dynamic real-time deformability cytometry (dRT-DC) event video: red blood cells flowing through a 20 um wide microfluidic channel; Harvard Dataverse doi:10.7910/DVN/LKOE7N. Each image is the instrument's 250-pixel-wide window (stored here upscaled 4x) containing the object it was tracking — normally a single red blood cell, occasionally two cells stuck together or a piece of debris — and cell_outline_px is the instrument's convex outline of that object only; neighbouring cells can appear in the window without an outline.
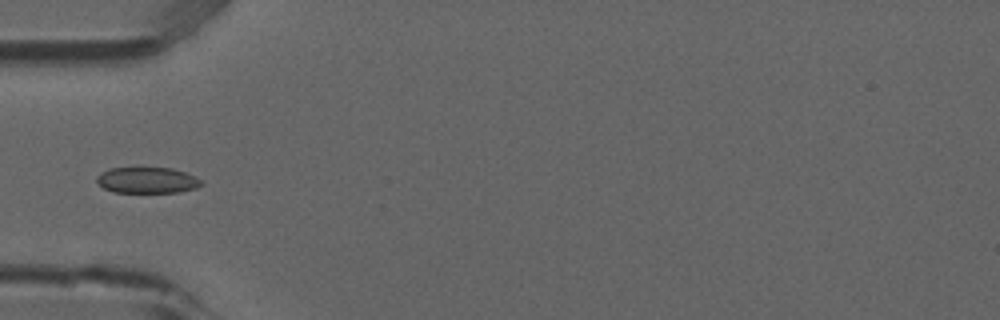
{"species": "common noctule bat (a hibernating species)", "species_latin": "Nyctalus noctula", "temperature_condition": "room temperature", "stored_images_in_passage": 4, "camera_frame_rate_fps": 3000, "um_per_image_px": 0.085, "animal": {"sex": "male", "forearm_length_mm": 52.5}, "frame": {"image": 1, "passage_image": 4, "time_ms": 1.0, "image_size_px": [1000, 320], "cell_outline_px": [[204, 184], [196, 188], [180, 192], [112, 192], [104, 188], [96, 180], [96, 176], [100, 172], [108, 168], [172, 168], [196, 176]], "centroid_in_image_um": [12.51, 15.32], "position_along_channel_um": 72.5, "area_um2": 15.9}}